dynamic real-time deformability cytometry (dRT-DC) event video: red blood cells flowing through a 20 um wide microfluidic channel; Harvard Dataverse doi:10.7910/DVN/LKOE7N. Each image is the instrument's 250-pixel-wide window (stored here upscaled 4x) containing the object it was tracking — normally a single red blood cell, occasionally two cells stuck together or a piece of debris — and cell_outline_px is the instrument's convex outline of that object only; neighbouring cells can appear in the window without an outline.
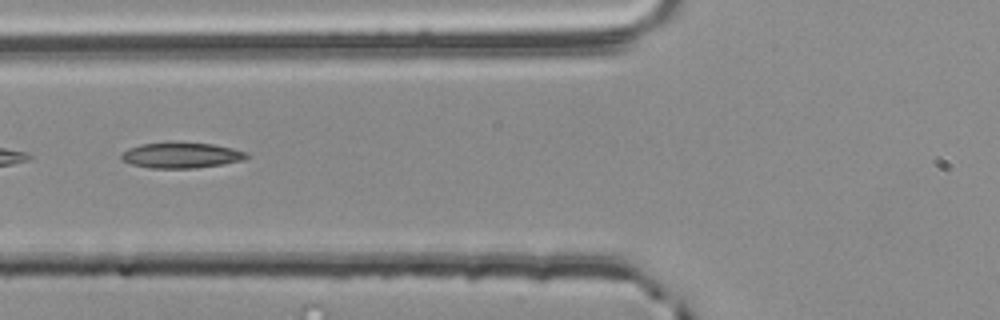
{"species": "common noctule bat (a hibernating species)", "species_latin": "Nyctalus noctula", "temperature_condition": "room temperature", "stored_images_in_passage": 40, "camera_frame_rate_fps": 3000, "um_per_image_px": 0.085, "animal": {"sex": "male", "body_mass_g": 20.4}, "frame": {"image": 1, "passage_image": 6, "time_ms": 1.667, "image_size_px": [1000, 320], "cell_outline_px": [[252, 156], [244, 160], [196, 168], [148, 168], [132, 164], [120, 160], [120, 156], [128, 148], [140, 144], [176, 140], [212, 144], [232, 148], [248, 152]], "centroid_in_image_um": [15.41, 13.17], "position_along_channel_um": 110.4, "area_um2": 19.31}}
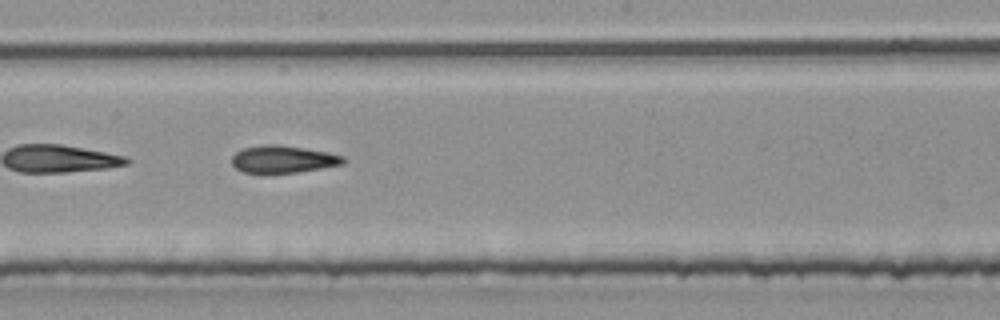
{"frame": {"image": 2, "passage_image": 15, "time_ms": 4.667, "image_size_px": [1000, 320], "cell_outline_px": [[344, 164], [296, 172], [264, 176], [260, 176], [244, 172], [236, 168], [232, 164], [232, 156], [236, 152], [244, 148], [264, 144], [280, 144], [328, 152], [344, 156]], "centroid_in_image_um": [24.0, 13.57], "position_along_channel_um": 224.2, "area_um2": 18.32}}
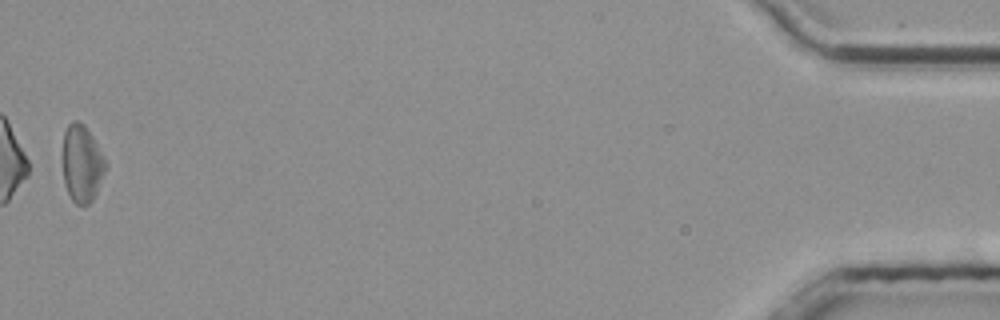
{"frame": {"image": 3, "passage_image": 39, "time_ms": 12.667, "image_size_px": [1000, 320], "cell_outline_px": [[108, 168], [92, 200], [88, 204], [76, 204], [72, 200], [64, 184], [64, 132], [68, 124], [72, 120], [76, 120], [84, 124], [92, 136], [104, 156], [108, 164]], "centroid_in_image_um": [6.99, 13.89], "position_along_channel_um": 428.2, "area_um2": 19.19}, "authors_computed_cell_mechanics": {"area_um2": 18.496, "velocity_mm_per_s": 3.7809, "shape_relaxation_time_tau1_ms": null, "shape_relaxation_time_tau2_ms": 4.4358, "deformation_change_tau1": null, "deformation_change_tau2": 0.1296}}